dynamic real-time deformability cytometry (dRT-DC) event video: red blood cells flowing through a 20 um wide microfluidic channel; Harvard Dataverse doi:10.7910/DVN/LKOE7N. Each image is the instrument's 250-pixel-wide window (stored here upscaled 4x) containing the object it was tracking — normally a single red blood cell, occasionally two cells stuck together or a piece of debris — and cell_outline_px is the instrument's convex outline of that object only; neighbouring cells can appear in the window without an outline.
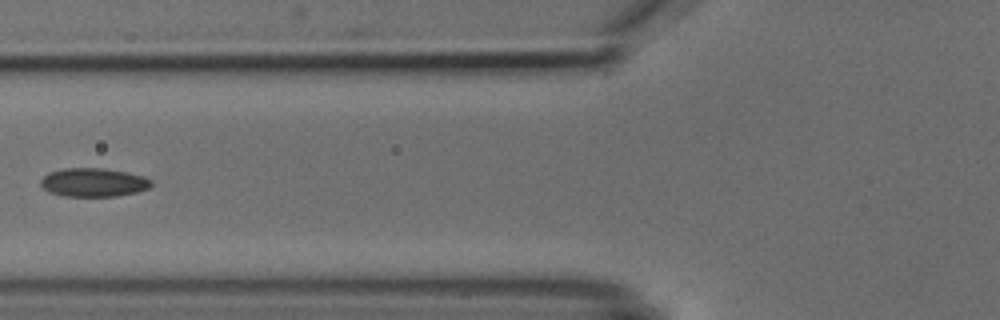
{"species": "common noctule bat (a hibernating species)", "species_latin": "Nyctalus noctula", "temperature_condition": "cold", "stored_images_in_passage": 7, "segment_of_instrument_passage": [2, 2], "camera_frame_rate_fps": 3000, "um_per_image_px": 0.085, "animal": {"sex": "male", "body_mass_g": 18.8}, "frame": {"image": 1, "passage_image": 7, "time_ms": 6.667, "image_size_px": [1000, 320], "cell_outline_px": [[152, 184], [148, 188], [136, 192], [116, 196], [64, 196], [48, 192], [40, 184], [40, 180], [48, 172], [64, 168], [104, 168], [128, 172], [144, 176], [152, 180]], "centroid_in_image_um": [7.94, 15.49], "position_along_channel_um": 117.9, "area_um2": 18.55}}